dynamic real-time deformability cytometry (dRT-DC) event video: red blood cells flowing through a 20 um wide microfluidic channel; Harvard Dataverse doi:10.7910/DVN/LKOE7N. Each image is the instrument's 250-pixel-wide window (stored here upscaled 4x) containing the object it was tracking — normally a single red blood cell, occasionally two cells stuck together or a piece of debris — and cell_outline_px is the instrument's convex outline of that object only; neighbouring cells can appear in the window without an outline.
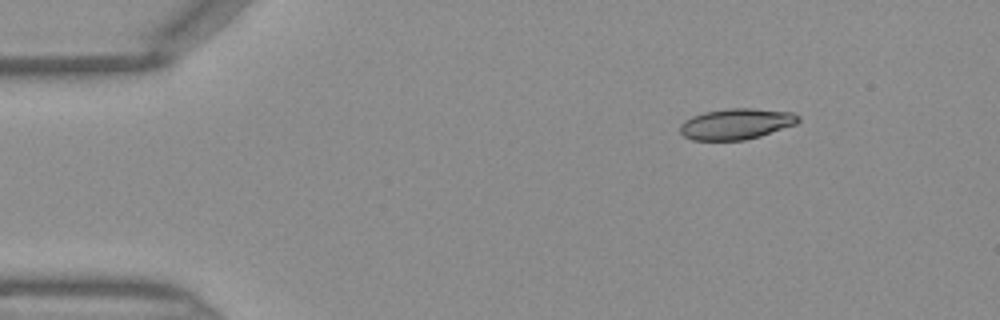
{"species": "Egyptian fruit bat (a non-hibernating species)", "species_latin": "Rousettus aegyptiacus", "temperature_condition": "warm", "stored_images_in_passage": 16, "camera_frame_rate_fps": 3000, "um_per_image_px": 0.085, "frame": {"image": 1, "passage_image": 1, "time_ms": 0.0, "image_size_px": [1000, 320], "cell_outline_px": [[800, 120], [796, 124], [760, 136], [744, 140], [692, 140], [684, 136], [680, 132], [680, 124], [684, 120], [692, 116], [704, 112], [728, 108], [752, 108], [792, 112], [800, 116]], "centroid_in_image_um": [62.57, 10.53], "position_along_channel_um": 22.4, "area_um2": 21.33}}
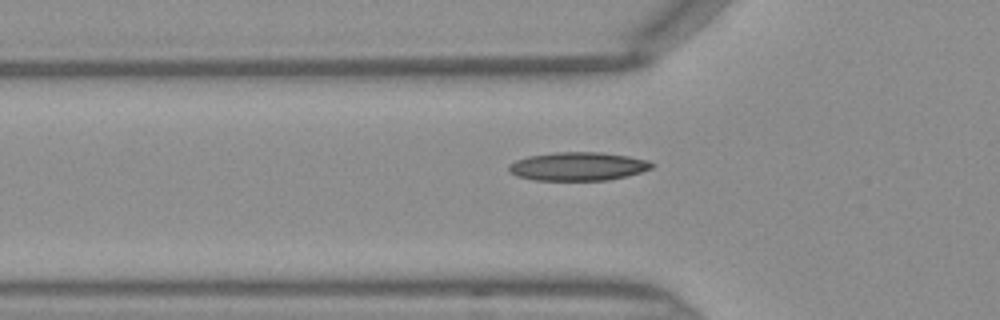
{"frame": {"image": 2, "passage_image": 10, "time_ms": 3.0, "image_size_px": [1000, 320], "cell_outline_px": [[656, 164], [652, 168], [628, 176], [608, 180], [532, 180], [516, 176], [508, 172], [508, 164], [516, 160], [528, 156], [556, 152], [600, 152], [628, 156], [648, 160]], "centroid_in_image_um": [49.11, 14.14], "position_along_channel_um": 76.7, "area_um2": 23.93}}
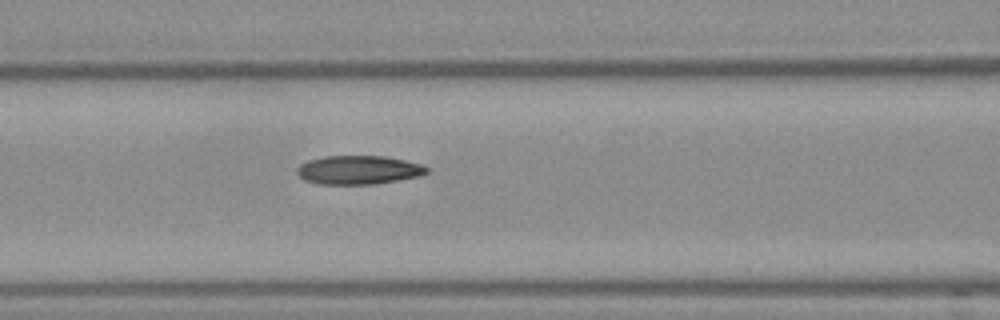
{"frame": {"image": 3, "passage_image": 14, "time_ms": 4.333, "image_size_px": [1000, 320], "cell_outline_px": [[428, 172], [420, 176], [376, 184], [316, 184], [304, 180], [296, 172], [296, 168], [300, 164], [308, 160], [324, 156], [384, 156], [404, 160], [420, 164], [428, 168]], "centroid_in_image_um": [30.44, 14.45], "position_along_channel_um": 136.2, "area_um2": 21.79}}